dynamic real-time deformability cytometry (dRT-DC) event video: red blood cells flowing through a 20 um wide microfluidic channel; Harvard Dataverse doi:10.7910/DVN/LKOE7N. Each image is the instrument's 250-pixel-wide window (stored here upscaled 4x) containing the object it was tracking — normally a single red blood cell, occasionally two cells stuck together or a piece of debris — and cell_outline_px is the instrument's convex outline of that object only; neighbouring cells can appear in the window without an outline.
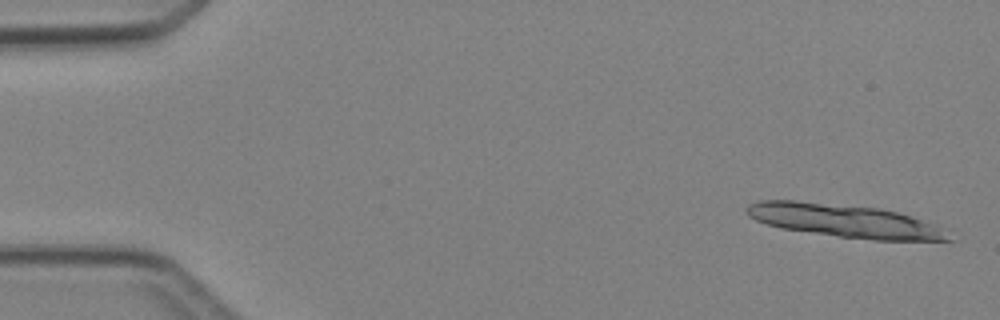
{"species": "Egyptian fruit bat (a non-hibernating species)", "species_latin": "Rousettus aegyptiacus", "temperature_condition": "cold", "stored_images_in_passage": 5, "camera_frame_rate_fps": 3000, "um_per_image_px": 0.085, "animal": {"sex": "female"}, "frame": {"image": 1, "passage_image": 5, "time_ms": 4.667, "image_size_px": [1000, 320], "cell_outline_px": [[956, 240], [876, 240], [840, 236], [780, 228], [756, 220], [748, 216], [744, 212], [744, 208], [748, 204], [760, 200], [796, 200], [880, 208], [912, 216], [932, 224]], "centroid_in_image_um": [71.7, 18.75], "position_along_channel_um": 13.3, "area_um2": 38.49}}